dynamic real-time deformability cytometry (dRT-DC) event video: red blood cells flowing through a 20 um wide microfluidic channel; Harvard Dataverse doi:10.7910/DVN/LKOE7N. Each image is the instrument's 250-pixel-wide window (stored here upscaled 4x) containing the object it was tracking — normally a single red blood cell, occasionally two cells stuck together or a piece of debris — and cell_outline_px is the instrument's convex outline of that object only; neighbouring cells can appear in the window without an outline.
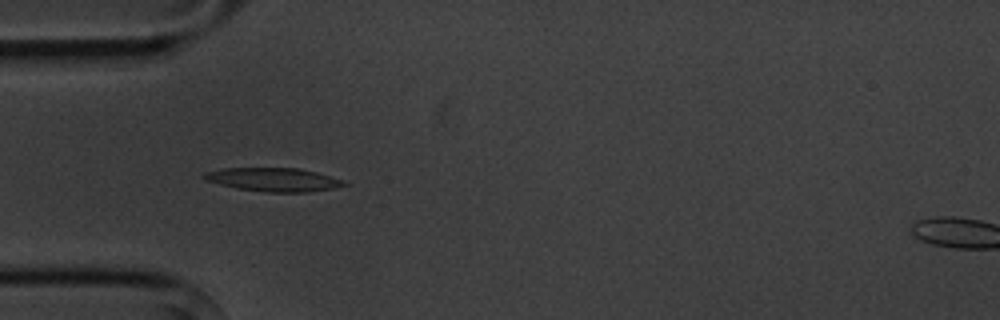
{"species": "common noctule bat (a hibernating species)", "species_latin": "Nyctalus noctula", "temperature_condition": "cold", "stored_images_in_passage": 6, "camera_frame_rate_fps": 3000, "um_per_image_px": 0.085, "animal": {"sex": "male", "body_mass_g": 20.1, "forearm_length_mm": 53.5}, "frame": {"image": 1, "passage_image": 5, "time_ms": 5.0, "image_size_px": [1000, 320], "cell_outline_px": [[348, 184], [332, 188], [308, 192], [268, 192], [236, 188], [204, 180], [200, 176], [204, 172], [220, 168], [300, 168], [316, 172], [344, 180]], "centroid_in_image_um": [23.19, 15.26], "position_along_channel_um": 61.8, "area_um2": 19.25}}
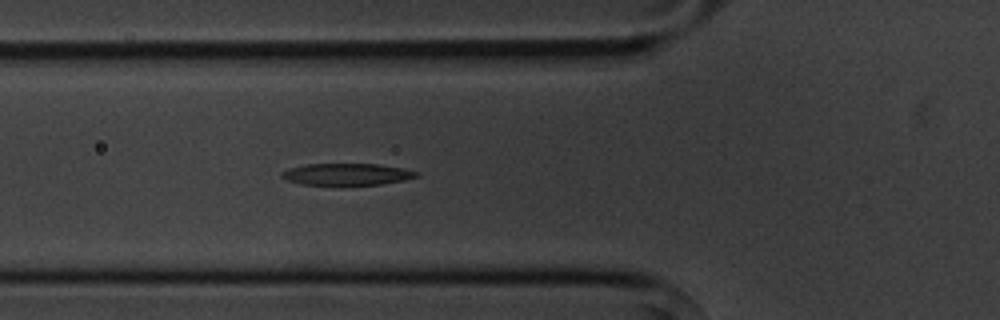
{"frame": {"image": 2, "passage_image": 6, "time_ms": 6.0, "image_size_px": [1000, 320], "cell_outline_px": [[420, 176], [404, 180], [380, 184], [300, 184], [288, 180], [280, 176], [280, 172], [288, 168], [304, 164], [380, 164], [420, 172]], "centroid_in_image_um": [29.47, 14.8], "position_along_channel_um": 96.3, "area_um2": 16.94}}